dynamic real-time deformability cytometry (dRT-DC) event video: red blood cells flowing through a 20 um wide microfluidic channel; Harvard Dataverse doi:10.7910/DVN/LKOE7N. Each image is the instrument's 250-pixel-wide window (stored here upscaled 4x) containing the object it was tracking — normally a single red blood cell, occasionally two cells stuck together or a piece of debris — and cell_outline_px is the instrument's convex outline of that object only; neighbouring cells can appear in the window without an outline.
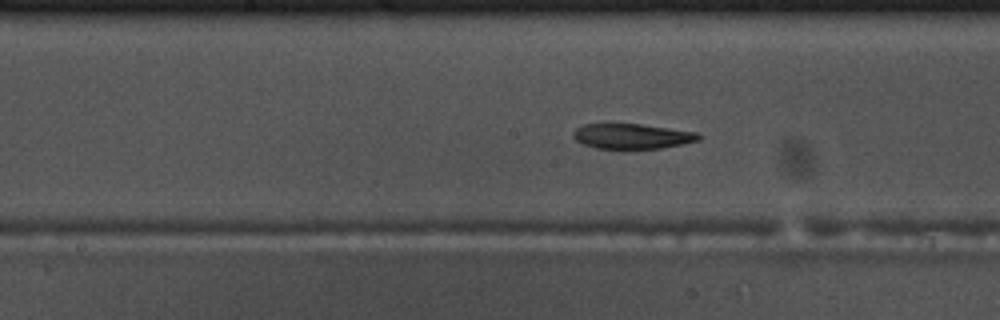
{"species": "common noctule bat (a hibernating species)", "species_latin": "Nyctalus noctula", "temperature_condition": "warm", "stored_images_in_passage": 51, "camera_frame_rate_fps": 3000, "um_per_image_px": 0.085, "animal": {"sex": "male", "body_mass_g": 17.5, "forearm_length_mm": 52.3}, "frame": {"image": 1, "passage_image": 22, "time_ms": 7.0, "image_size_px": [1000, 320], "cell_outline_px": [[704, 136], [700, 140], [660, 148], [596, 148], [584, 144], [576, 140], [572, 136], [572, 132], [576, 128], [584, 124], [640, 124], [696, 132]], "centroid_in_image_um": [53.72, 11.57], "position_along_channel_um": 194.5, "area_um2": 18.15}}
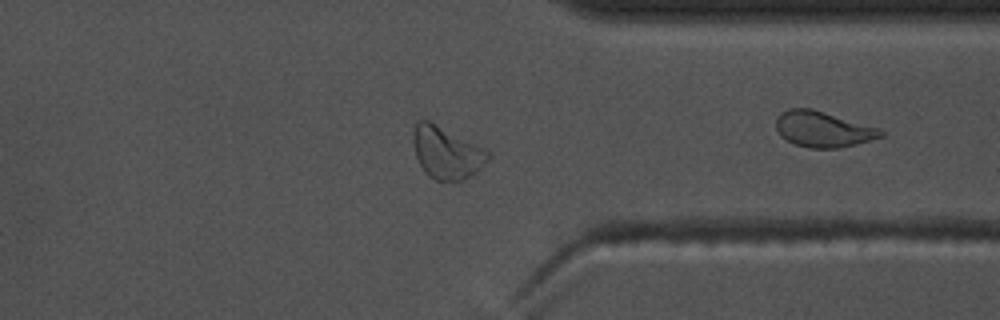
{"frame": {"image": 2, "passage_image": 37, "time_ms": 12.0, "image_size_px": [1000, 320], "cell_outline_px": [[492, 156], [480, 168], [464, 180], [436, 180], [428, 176], [424, 172], [416, 156], [412, 140], [412, 132], [416, 120], [428, 120], [484, 148]], "centroid_in_image_um": [37.92, 12.96], "position_along_channel_um": 373.5, "area_um2": 22.6}}